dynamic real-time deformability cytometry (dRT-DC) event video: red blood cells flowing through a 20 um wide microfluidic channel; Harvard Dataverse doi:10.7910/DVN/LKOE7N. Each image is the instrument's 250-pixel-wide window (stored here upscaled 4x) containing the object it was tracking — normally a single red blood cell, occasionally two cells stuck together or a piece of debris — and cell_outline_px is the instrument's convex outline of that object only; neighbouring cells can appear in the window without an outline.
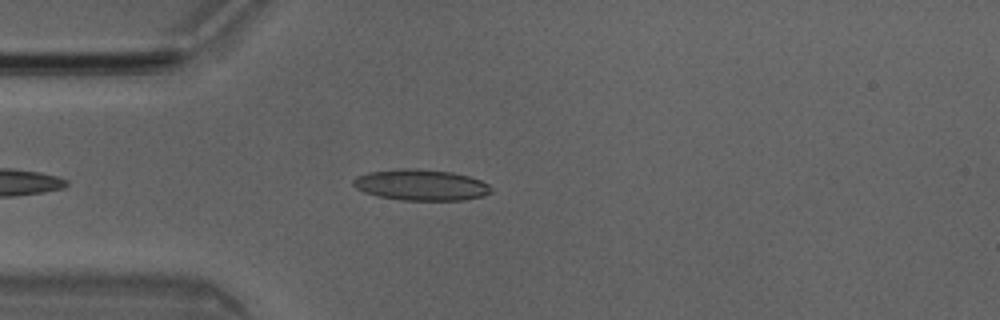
{"species": "Egyptian fruit bat (a non-hibernating species)", "species_latin": "Rousettus aegyptiacus", "temperature_condition": "room temperature", "stored_images_in_passage": 30, "camera_frame_rate_fps": 3000, "um_per_image_px": 0.085, "animal": {"sex": "male"}, "frame": {"image": 1, "passage_image": 5, "time_ms": 1.333, "image_size_px": [1000, 320], "cell_outline_px": [[492, 192], [484, 196], [464, 200], [400, 200], [380, 196], [364, 192], [356, 188], [352, 184], [352, 180], [356, 176], [368, 172], [400, 168], [416, 168], [452, 172], [468, 176], [480, 180], [488, 184], [492, 188]], "centroid_in_image_um": [35.78, 15.71], "position_along_channel_um": 49.2, "area_um2": 25.09}}
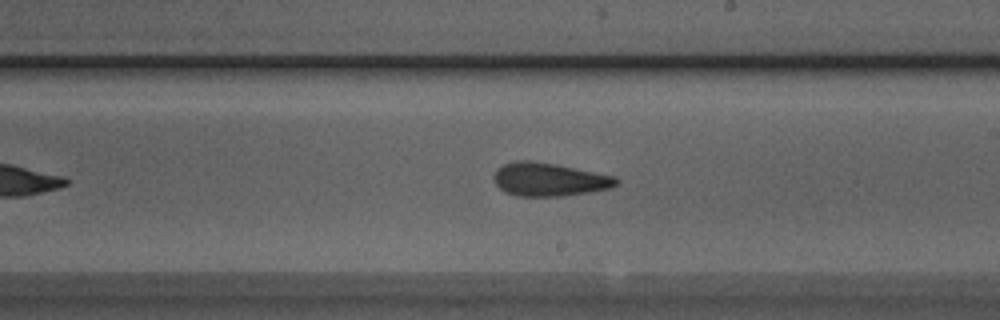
{"frame": {"image": 2, "passage_image": 20, "time_ms": 6.333, "image_size_px": [1000, 320], "cell_outline_px": [[620, 184], [612, 188], [564, 196], [516, 196], [504, 192], [492, 180], [492, 176], [496, 168], [504, 164], [516, 160], [532, 160], [556, 164], [616, 176], [620, 180]], "centroid_in_image_um": [46.67, 15.25], "position_along_channel_um": 242.3, "area_um2": 24.22}}
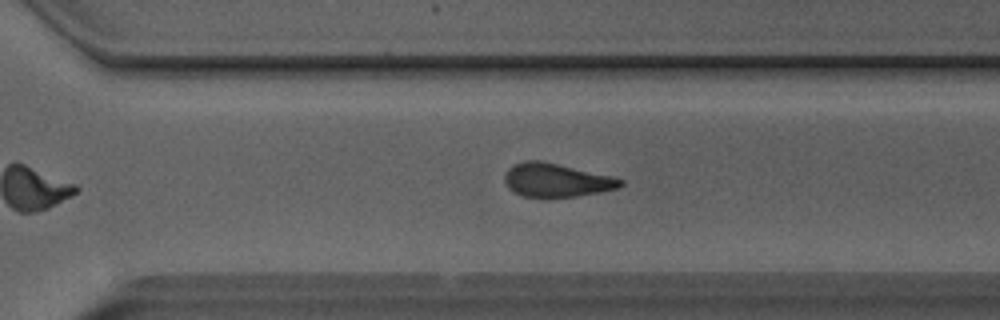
{"frame": {"image": 3, "passage_image": 26, "time_ms": 8.333, "image_size_px": [1000, 320], "cell_outline_px": [[624, 184], [616, 188], [600, 192], [576, 196], [524, 196], [512, 192], [508, 188], [504, 180], [504, 172], [512, 164], [524, 160], [540, 160], [612, 176], [624, 180]], "centroid_in_image_um": [47.24, 15.29], "position_along_channel_um": 323.4, "area_um2": 22.54}, "authors_computed_cell_mechanics": {"area_um2": 23.7269, "velocity_mm_per_s": 4.0599, "shape_relaxation_time_tau1_ms": 5.5549, "shape_relaxation_time_tau2_ms": 2.3719, "deformation_change_tau1": 0.1501, "deformation_change_tau2": 0.1098}}